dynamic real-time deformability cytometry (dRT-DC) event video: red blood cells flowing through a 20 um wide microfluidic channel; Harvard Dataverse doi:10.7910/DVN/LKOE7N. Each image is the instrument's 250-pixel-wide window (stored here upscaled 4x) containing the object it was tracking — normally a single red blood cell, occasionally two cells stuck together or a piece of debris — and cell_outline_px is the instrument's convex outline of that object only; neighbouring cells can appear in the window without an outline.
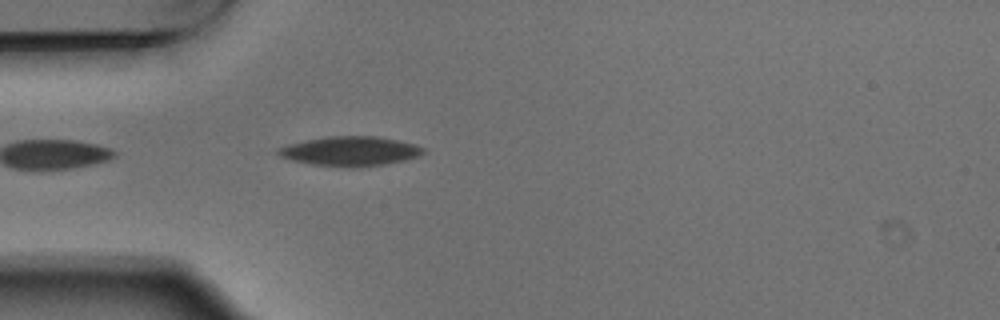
{"species": "Egyptian fruit bat (a non-hibernating species)", "species_latin": "Rousettus aegyptiacus", "temperature_condition": "warm", "stored_images_in_passage": 1, "camera_frame_rate_fps": 3000, "um_per_image_px": 0.085, "animal": {"sex": "male"}, "frame": {"image": 1, "passage_image": 1, "time_ms": 0.0, "image_size_px": [1000, 320], "cell_outline_px": [[424, 152], [416, 156], [404, 160], [380, 164], [312, 164], [292, 160], [280, 156], [276, 152], [280, 148], [292, 144], [308, 140], [328, 136], [380, 136], [416, 144], [424, 148]], "centroid_in_image_um": [29.8, 12.79], "position_along_channel_um": 55.2, "area_um2": 23.52}}